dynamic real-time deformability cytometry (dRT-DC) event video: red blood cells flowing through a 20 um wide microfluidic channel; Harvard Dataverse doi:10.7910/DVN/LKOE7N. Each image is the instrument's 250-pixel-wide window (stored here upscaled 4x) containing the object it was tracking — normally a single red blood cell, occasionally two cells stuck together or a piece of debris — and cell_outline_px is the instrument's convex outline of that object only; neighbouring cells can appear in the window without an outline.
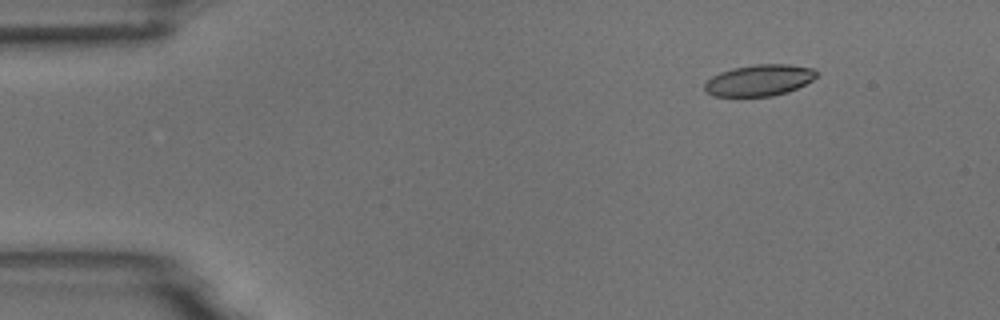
{"species": "common noctule bat (a hibernating species)", "species_latin": "Nyctalus noctula", "temperature_condition": "room temperature", "stored_images_in_passage": 6, "camera_frame_rate_fps": 3000, "um_per_image_px": 0.085, "animal": {"sex": "male", "body_mass_g": 18.8}, "frame": {"image": 1, "passage_image": 2, "time_ms": 1.333, "image_size_px": [1000, 320], "cell_outline_px": [[820, 72], [812, 80], [788, 92], [772, 96], [712, 96], [704, 88], [704, 84], [712, 76], [720, 72], [732, 68], [756, 64], [788, 64], [812, 68]], "centroid_in_image_um": [64.54, 6.82], "position_along_channel_um": 20.5, "area_um2": 20.4}}
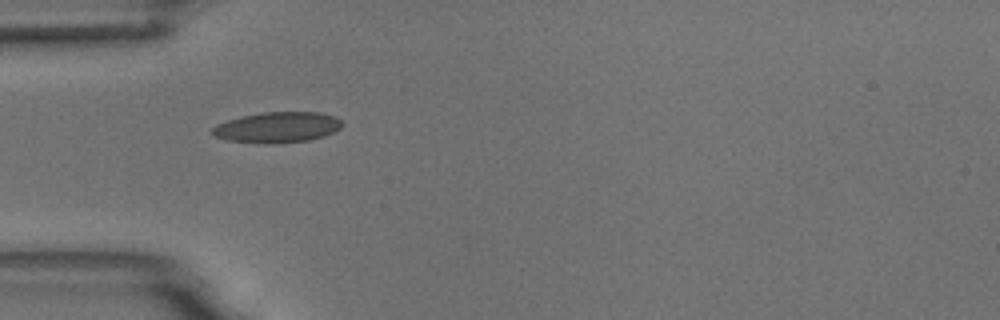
{"frame": {"image": 2, "passage_image": 5, "time_ms": 4.667, "image_size_px": [1000, 320], "cell_outline_px": [[344, 124], [340, 128], [324, 136], [308, 140], [272, 144], [264, 144], [224, 140], [212, 136], [208, 132], [216, 124], [228, 120], [244, 116], [264, 112], [320, 112], [336, 116]], "centroid_in_image_um": [23.53, 10.83], "position_along_channel_um": 61.5, "area_um2": 23.47}}